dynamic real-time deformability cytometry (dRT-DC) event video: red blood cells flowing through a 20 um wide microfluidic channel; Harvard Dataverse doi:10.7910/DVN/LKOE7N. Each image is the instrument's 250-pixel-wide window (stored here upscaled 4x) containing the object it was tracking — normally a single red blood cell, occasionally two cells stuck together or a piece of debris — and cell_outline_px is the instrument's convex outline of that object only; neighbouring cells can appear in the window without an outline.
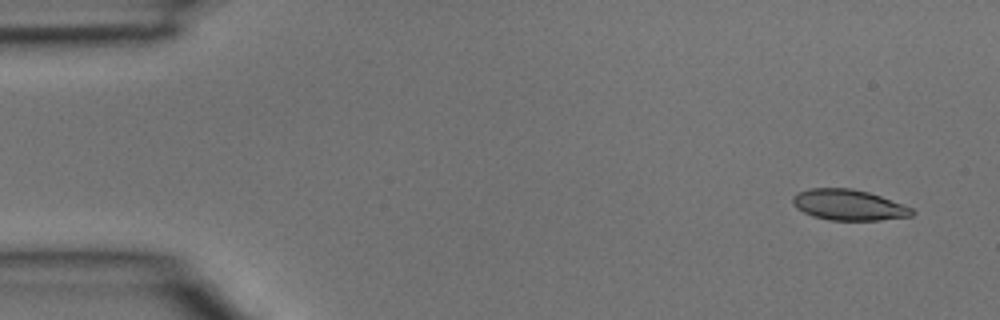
{"species": "common noctule bat (a hibernating species)", "species_latin": "Nyctalus noctula", "temperature_condition": "room temperature", "stored_images_in_passage": 3, "camera_frame_rate_fps": 3000, "um_per_image_px": 0.085, "animal": {"sex": "male", "body_mass_g": 15.6}, "frame": {"image": 1, "passage_image": 1, "time_ms": 0.0, "image_size_px": [1000, 320], "cell_outline_px": [[916, 212], [912, 216], [880, 220], [828, 220], [812, 216], [796, 208], [792, 200], [792, 196], [808, 188], [852, 188], [868, 192], [880, 196], [912, 208]], "centroid_in_image_um": [72.13, 17.42], "position_along_channel_um": 12.9, "area_um2": 21.33}}